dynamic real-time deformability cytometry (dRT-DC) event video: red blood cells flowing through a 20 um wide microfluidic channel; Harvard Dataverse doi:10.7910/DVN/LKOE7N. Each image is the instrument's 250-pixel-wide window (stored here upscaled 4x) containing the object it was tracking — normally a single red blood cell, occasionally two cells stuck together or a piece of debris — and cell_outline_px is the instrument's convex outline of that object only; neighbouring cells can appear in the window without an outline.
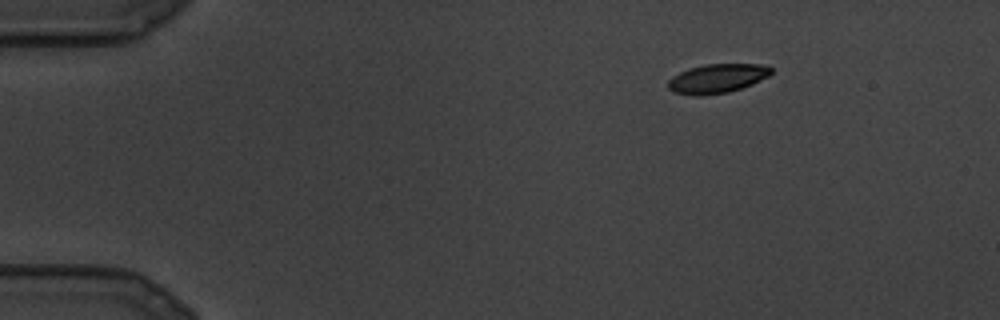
{"species": "common noctule bat (a hibernating species)", "species_latin": "Nyctalus noctula", "temperature_condition": "cold", "stored_images_in_passage": 9, "camera_frame_rate_fps": 3000, "um_per_image_px": 0.085, "animal": {"sex": "male", "body_mass_g": 19.5, "forearm_length_mm": 54.6}, "frame": {"image": 1, "passage_image": 1, "time_ms": 0.0, "image_size_px": [1000, 320], "cell_outline_px": [[772, 72], [768, 76], [752, 84], [728, 92], [700, 96], [692, 96], [672, 92], [668, 88], [668, 80], [672, 76], [688, 68], [704, 64], [768, 64], [772, 68]], "centroid_in_image_um": [60.94, 6.67], "position_along_channel_um": 24.1, "area_um2": 17.69}}
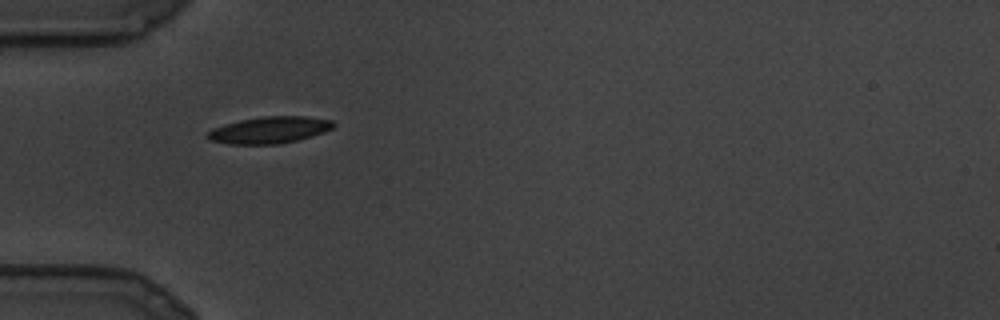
{"frame": {"image": 2, "passage_image": 6, "time_ms": 1.667, "image_size_px": [1000, 320], "cell_outline_px": [[336, 124], [332, 128], [324, 132], [312, 136], [296, 140], [276, 144], [228, 144], [208, 140], [204, 136], [212, 128], [224, 124], [240, 120], [264, 116], [304, 116], [332, 120]], "centroid_in_image_um": [22.86, 11.05], "position_along_channel_um": 62.1, "area_um2": 19.65}}
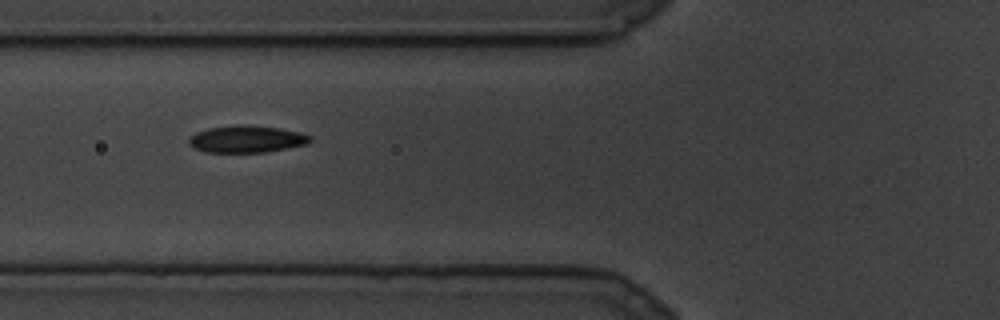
{"frame": {"image": 3, "passage_image": 8, "time_ms": 2.333, "image_size_px": [1000, 320], "cell_outline_px": [[312, 140], [308, 144], [264, 152], [204, 152], [188, 144], [188, 136], [196, 132], [208, 128], [236, 124], [248, 124], [280, 128], [300, 132], [312, 136]], "centroid_in_image_um": [20.95, 11.8], "position_along_channel_um": 104.8, "area_um2": 19.36}}